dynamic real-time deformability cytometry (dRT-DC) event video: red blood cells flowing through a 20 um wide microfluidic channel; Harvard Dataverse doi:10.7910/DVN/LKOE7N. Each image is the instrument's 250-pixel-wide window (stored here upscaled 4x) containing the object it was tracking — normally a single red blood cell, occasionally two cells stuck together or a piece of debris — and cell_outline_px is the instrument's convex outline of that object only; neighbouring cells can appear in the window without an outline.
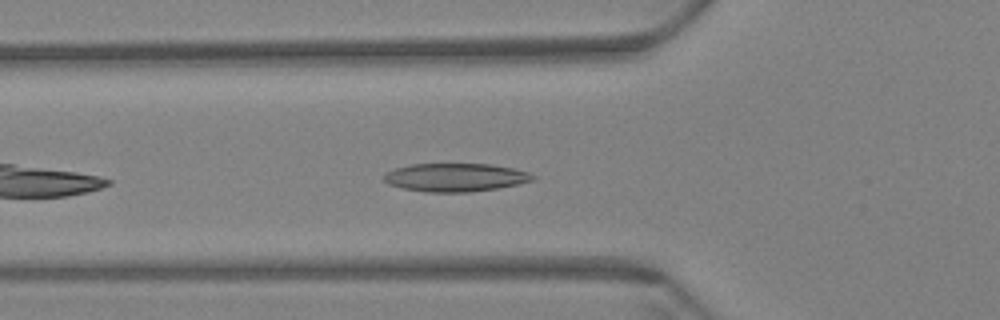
{"species": "Egyptian fruit bat (a non-hibernating species)", "species_latin": "Rousettus aegyptiacus", "temperature_condition": "warm", "stored_images_in_passage": 28, "camera_frame_rate_fps": 3000, "um_per_image_px": 0.085, "animal": {"sex": "female"}, "frame": {"image": 1, "passage_image": 6, "time_ms": 1.667, "image_size_px": [1000, 320], "cell_outline_px": [[536, 176], [532, 180], [516, 184], [496, 188], [468, 192], [428, 192], [400, 188], [388, 184], [384, 180], [384, 176], [388, 172], [396, 168], [412, 164], [492, 164], [512, 168], [528, 172]], "centroid_in_image_um": [38.69, 15.08], "position_along_channel_um": 87.1, "area_um2": 24.28}}
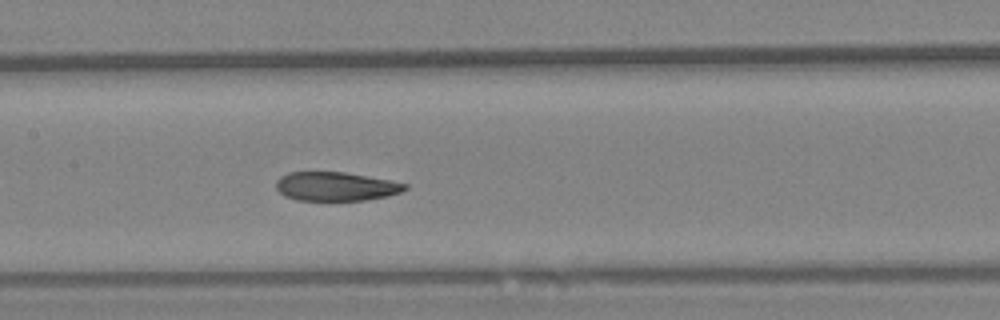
{"frame": {"image": 2, "passage_image": 14, "time_ms": 4.333, "image_size_px": [1000, 320], "cell_outline_px": [[408, 188], [400, 192], [388, 196], [364, 200], [296, 200], [284, 196], [276, 188], [276, 180], [280, 176], [288, 172], [344, 172], [368, 176], [408, 184]], "centroid_in_image_um": [28.52, 15.84], "position_along_channel_um": 178.9, "area_um2": 21.68}}
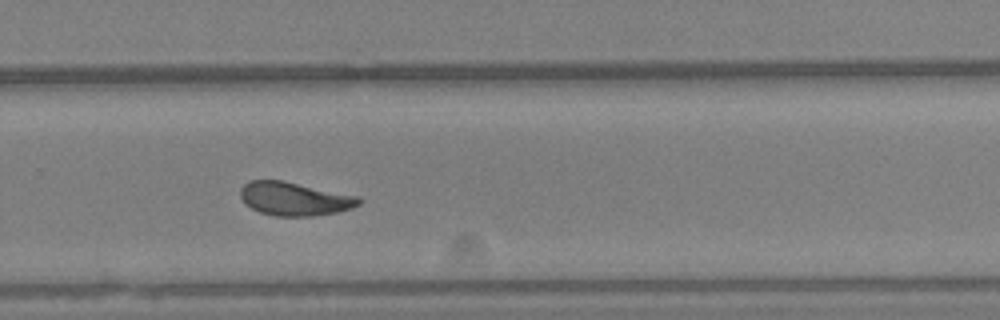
{"frame": {"image": 3, "passage_image": 25, "time_ms": 8.0, "image_size_px": [1000, 320], "cell_outline_px": [[364, 200], [360, 204], [352, 208], [336, 212], [312, 216], [276, 216], [260, 212], [244, 204], [240, 196], [240, 188], [244, 184], [252, 180], [284, 180], [360, 196]], "centroid_in_image_um": [25.06, 16.89], "position_along_channel_um": 304.7, "area_um2": 23.41}}